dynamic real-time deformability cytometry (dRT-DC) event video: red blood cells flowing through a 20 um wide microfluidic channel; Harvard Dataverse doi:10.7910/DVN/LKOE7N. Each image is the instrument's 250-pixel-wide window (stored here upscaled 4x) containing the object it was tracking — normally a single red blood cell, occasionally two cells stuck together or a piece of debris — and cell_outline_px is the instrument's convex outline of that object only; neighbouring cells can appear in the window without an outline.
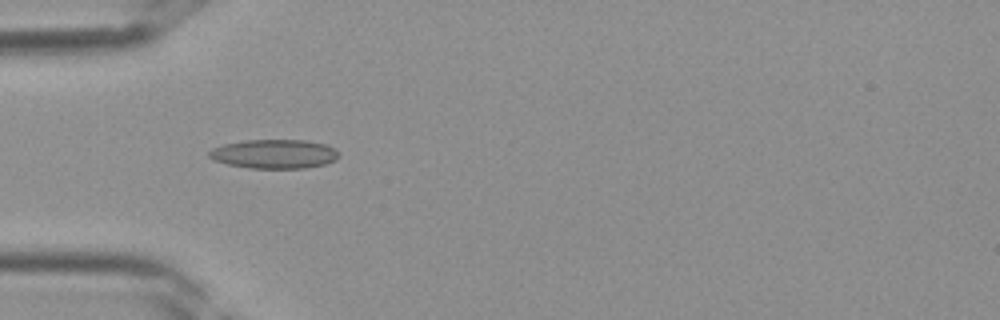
{"species": "Egyptian fruit bat (a non-hibernating species)", "species_latin": "Rousettus aegyptiacus", "temperature_condition": "room temperature", "stored_images_in_passage": 29, "camera_frame_rate_fps": 3000, "um_per_image_px": 0.085, "frame": {"image": 1, "passage_image": 3, "time_ms": 0.667, "image_size_px": [1000, 320], "cell_outline_px": [[340, 156], [336, 160], [324, 164], [304, 168], [248, 168], [228, 164], [212, 160], [208, 156], [208, 152], [212, 148], [224, 144], [244, 140], [304, 140], [328, 144], [336, 148], [340, 152]], "centroid_in_image_um": [23.34, 13.08], "position_along_channel_um": 61.7, "area_um2": 22.25}}
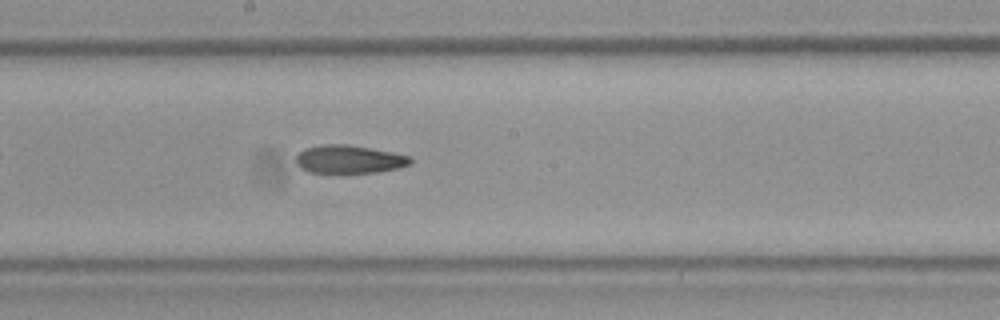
{"frame": {"image": 2, "passage_image": 12, "time_ms": 3.667, "image_size_px": [1000, 320], "cell_outline_px": [[412, 164], [380, 172], [348, 176], [344, 176], [308, 172], [300, 168], [296, 164], [296, 156], [304, 148], [324, 144], [348, 144], [372, 148], [412, 156]], "centroid_in_image_um": [29.67, 13.59], "position_along_channel_um": 218.5, "area_um2": 19.94}}
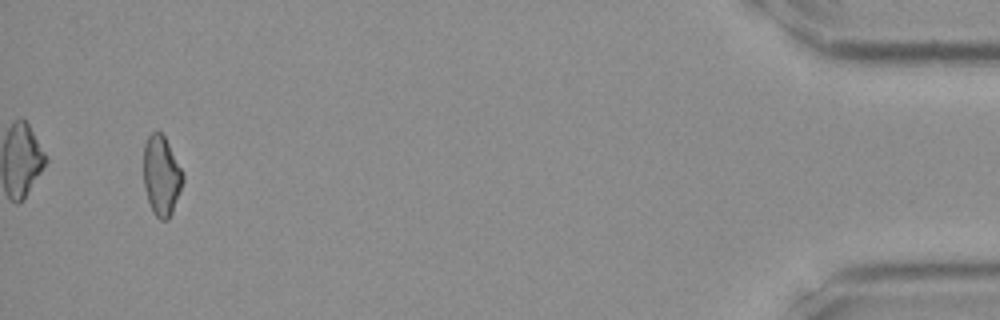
{"frame": {"image": 3, "passage_image": 28, "time_ms": 9.0, "image_size_px": [1000, 320], "cell_outline_px": [[184, 180], [172, 212], [168, 220], [160, 220], [152, 212], [144, 188], [144, 144], [148, 136], [152, 132], [160, 132], [164, 136], [184, 172]], "centroid_in_image_um": [13.72, 14.94], "position_along_channel_um": 421.5, "area_um2": 18.32}}